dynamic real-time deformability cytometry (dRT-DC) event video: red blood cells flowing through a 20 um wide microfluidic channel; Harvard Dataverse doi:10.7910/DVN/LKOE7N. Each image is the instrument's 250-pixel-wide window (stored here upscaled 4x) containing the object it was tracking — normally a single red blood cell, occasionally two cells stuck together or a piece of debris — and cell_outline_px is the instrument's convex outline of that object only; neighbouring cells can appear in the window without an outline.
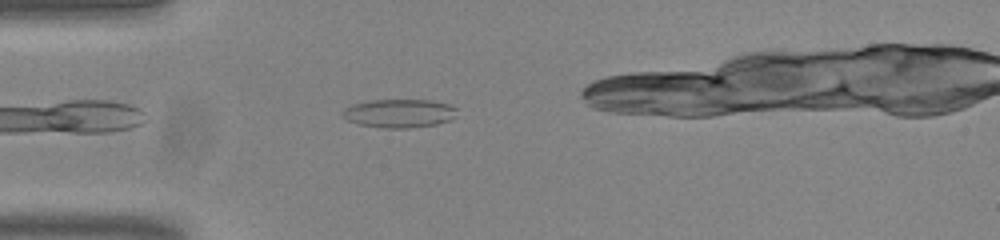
{"species": "common noctule bat (a hibernating species)", "species_latin": "Nyctalus noctula", "temperature_condition": "room temperature", "stored_images_in_passage": 33, "camera_frame_rate_fps": 3000, "um_per_image_px": 0.085, "animal": {"sex": "male", "body_mass_g": 20.0, "forearm_length_mm": 53.3}, "frame": {"image": 1, "passage_image": 3, "time_ms": 0.667, "image_size_px": [1000, 240], "cell_outline_px": [[456, 116], [448, 120], [436, 124], [408, 128], [384, 128], [360, 124], [348, 120], [340, 116], [344, 108], [352, 104], [368, 100], [432, 100], [448, 104], [456, 108]], "centroid_in_image_um": [33.9, 9.62], "position_along_channel_um": 51.1, "area_um2": 19.02}}
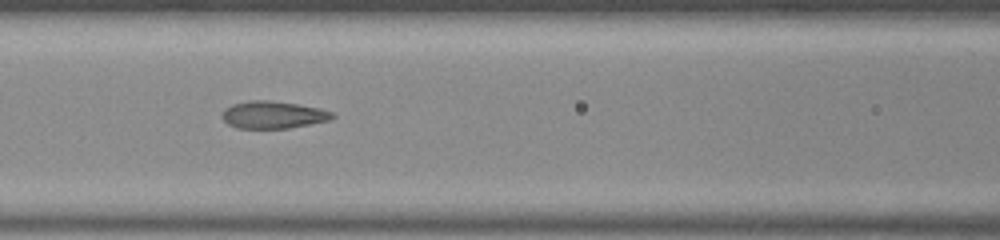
{"frame": {"image": 2, "passage_image": 11, "time_ms": 3.333, "image_size_px": [1000, 240], "cell_outline_px": [[336, 116], [328, 120], [288, 128], [236, 128], [228, 124], [220, 116], [224, 108], [232, 104], [248, 100], [268, 100], [296, 104], [320, 108], [332, 112]], "centroid_in_image_um": [23.16, 9.75], "position_along_channel_um": 143.4, "area_um2": 17.51}}
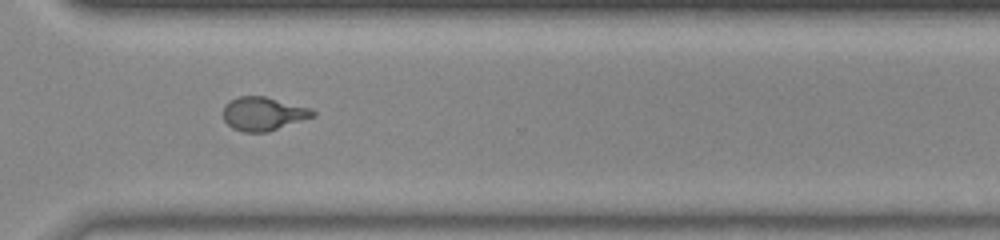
{"frame": {"image": 3, "passage_image": 27, "time_ms": 8.667, "image_size_px": [1000, 240], "cell_outline_px": [[316, 116], [268, 132], [244, 132], [232, 128], [224, 120], [224, 104], [240, 96], [264, 96], [312, 108], [316, 112]], "centroid_in_image_um": [22.41, 9.67], "position_along_channel_um": 348.2, "area_um2": 17.57}, "authors_computed_cell_mechanics": {"area_um2": 17.3978, "velocity_mm_per_s": 3.8441, "shape_relaxation_time_tau1_ms": 11.198, "shape_relaxation_time_tau2_ms": 1.0488, "deformation_change_tau1": 0.3487, "deformation_change_tau2": 0.0866}}